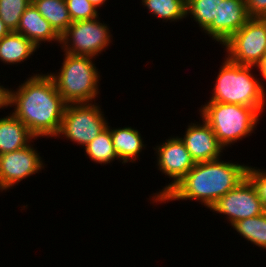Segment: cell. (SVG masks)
Returning a JSON list of instances; mask_svg holds the SVG:
<instances>
[{"instance_id": "obj_20", "label": "cell", "mask_w": 266, "mask_h": 267, "mask_svg": "<svg viewBox=\"0 0 266 267\" xmlns=\"http://www.w3.org/2000/svg\"><path fill=\"white\" fill-rule=\"evenodd\" d=\"M232 227L244 241L257 249L266 250V211L258 216L237 221Z\"/></svg>"}, {"instance_id": "obj_18", "label": "cell", "mask_w": 266, "mask_h": 267, "mask_svg": "<svg viewBox=\"0 0 266 267\" xmlns=\"http://www.w3.org/2000/svg\"><path fill=\"white\" fill-rule=\"evenodd\" d=\"M32 4L60 36L72 23L65 0H33Z\"/></svg>"}, {"instance_id": "obj_27", "label": "cell", "mask_w": 266, "mask_h": 267, "mask_svg": "<svg viewBox=\"0 0 266 267\" xmlns=\"http://www.w3.org/2000/svg\"><path fill=\"white\" fill-rule=\"evenodd\" d=\"M11 101H12V88H9L8 86H3L2 83H0V110L3 109H10L11 107ZM9 107V108H8Z\"/></svg>"}, {"instance_id": "obj_4", "label": "cell", "mask_w": 266, "mask_h": 267, "mask_svg": "<svg viewBox=\"0 0 266 267\" xmlns=\"http://www.w3.org/2000/svg\"><path fill=\"white\" fill-rule=\"evenodd\" d=\"M59 70L47 72L56 85L58 93L67 104L90 103L98 100L101 73L95 59L63 52Z\"/></svg>"}, {"instance_id": "obj_24", "label": "cell", "mask_w": 266, "mask_h": 267, "mask_svg": "<svg viewBox=\"0 0 266 267\" xmlns=\"http://www.w3.org/2000/svg\"><path fill=\"white\" fill-rule=\"evenodd\" d=\"M72 22L96 18L99 10L88 0H65Z\"/></svg>"}, {"instance_id": "obj_29", "label": "cell", "mask_w": 266, "mask_h": 267, "mask_svg": "<svg viewBox=\"0 0 266 267\" xmlns=\"http://www.w3.org/2000/svg\"><path fill=\"white\" fill-rule=\"evenodd\" d=\"M9 32H10V30L6 27V25L4 24V22L0 18V40L4 36H6Z\"/></svg>"}, {"instance_id": "obj_26", "label": "cell", "mask_w": 266, "mask_h": 267, "mask_svg": "<svg viewBox=\"0 0 266 267\" xmlns=\"http://www.w3.org/2000/svg\"><path fill=\"white\" fill-rule=\"evenodd\" d=\"M250 18H266V0H245Z\"/></svg>"}, {"instance_id": "obj_23", "label": "cell", "mask_w": 266, "mask_h": 267, "mask_svg": "<svg viewBox=\"0 0 266 267\" xmlns=\"http://www.w3.org/2000/svg\"><path fill=\"white\" fill-rule=\"evenodd\" d=\"M31 0H0V18L10 31H16L25 9Z\"/></svg>"}, {"instance_id": "obj_14", "label": "cell", "mask_w": 266, "mask_h": 267, "mask_svg": "<svg viewBox=\"0 0 266 267\" xmlns=\"http://www.w3.org/2000/svg\"><path fill=\"white\" fill-rule=\"evenodd\" d=\"M15 32L31 40L38 48L44 43H61V36L31 3L24 11Z\"/></svg>"}, {"instance_id": "obj_11", "label": "cell", "mask_w": 266, "mask_h": 267, "mask_svg": "<svg viewBox=\"0 0 266 267\" xmlns=\"http://www.w3.org/2000/svg\"><path fill=\"white\" fill-rule=\"evenodd\" d=\"M209 210L225 216L226 219L224 218V220L229 226L237 221L255 217L265 212L255 187L247 177L218 199Z\"/></svg>"}, {"instance_id": "obj_8", "label": "cell", "mask_w": 266, "mask_h": 267, "mask_svg": "<svg viewBox=\"0 0 266 267\" xmlns=\"http://www.w3.org/2000/svg\"><path fill=\"white\" fill-rule=\"evenodd\" d=\"M159 143L154 148L152 146L156 156L155 168L171 182L166 183L158 192L150 194V204L156 205L196 164L178 134L171 135Z\"/></svg>"}, {"instance_id": "obj_2", "label": "cell", "mask_w": 266, "mask_h": 267, "mask_svg": "<svg viewBox=\"0 0 266 267\" xmlns=\"http://www.w3.org/2000/svg\"><path fill=\"white\" fill-rule=\"evenodd\" d=\"M248 164L223 160L198 162L159 204L195 201L207 209L246 178Z\"/></svg>"}, {"instance_id": "obj_16", "label": "cell", "mask_w": 266, "mask_h": 267, "mask_svg": "<svg viewBox=\"0 0 266 267\" xmlns=\"http://www.w3.org/2000/svg\"><path fill=\"white\" fill-rule=\"evenodd\" d=\"M0 117V155L13 152L38 140L11 112Z\"/></svg>"}, {"instance_id": "obj_9", "label": "cell", "mask_w": 266, "mask_h": 267, "mask_svg": "<svg viewBox=\"0 0 266 267\" xmlns=\"http://www.w3.org/2000/svg\"><path fill=\"white\" fill-rule=\"evenodd\" d=\"M221 47L230 61L256 66L266 56V18H250Z\"/></svg>"}, {"instance_id": "obj_28", "label": "cell", "mask_w": 266, "mask_h": 267, "mask_svg": "<svg viewBox=\"0 0 266 267\" xmlns=\"http://www.w3.org/2000/svg\"><path fill=\"white\" fill-rule=\"evenodd\" d=\"M256 70L259 72L258 76H262V78L260 77V82L261 85L263 87V89L266 91V56L255 66ZM262 80H264L265 82L263 83ZM265 84V85H264Z\"/></svg>"}, {"instance_id": "obj_12", "label": "cell", "mask_w": 266, "mask_h": 267, "mask_svg": "<svg viewBox=\"0 0 266 267\" xmlns=\"http://www.w3.org/2000/svg\"><path fill=\"white\" fill-rule=\"evenodd\" d=\"M195 121L188 123L184 135L179 134L194 162L213 161L223 157L225 149L211 127L202 118Z\"/></svg>"}, {"instance_id": "obj_1", "label": "cell", "mask_w": 266, "mask_h": 267, "mask_svg": "<svg viewBox=\"0 0 266 267\" xmlns=\"http://www.w3.org/2000/svg\"><path fill=\"white\" fill-rule=\"evenodd\" d=\"M23 82V83H21ZM12 89L10 111L36 138H54L67 103L48 73H33Z\"/></svg>"}, {"instance_id": "obj_7", "label": "cell", "mask_w": 266, "mask_h": 267, "mask_svg": "<svg viewBox=\"0 0 266 267\" xmlns=\"http://www.w3.org/2000/svg\"><path fill=\"white\" fill-rule=\"evenodd\" d=\"M98 16L93 19L72 22L61 35L62 52L77 56H99L113 44L111 26L100 21Z\"/></svg>"}, {"instance_id": "obj_5", "label": "cell", "mask_w": 266, "mask_h": 267, "mask_svg": "<svg viewBox=\"0 0 266 267\" xmlns=\"http://www.w3.org/2000/svg\"><path fill=\"white\" fill-rule=\"evenodd\" d=\"M198 110L200 118L211 127L225 151L255 134L263 115L257 108L218 102H205Z\"/></svg>"}, {"instance_id": "obj_25", "label": "cell", "mask_w": 266, "mask_h": 267, "mask_svg": "<svg viewBox=\"0 0 266 267\" xmlns=\"http://www.w3.org/2000/svg\"><path fill=\"white\" fill-rule=\"evenodd\" d=\"M246 177L255 187L257 195L266 211V170L248 165Z\"/></svg>"}, {"instance_id": "obj_19", "label": "cell", "mask_w": 266, "mask_h": 267, "mask_svg": "<svg viewBox=\"0 0 266 267\" xmlns=\"http://www.w3.org/2000/svg\"><path fill=\"white\" fill-rule=\"evenodd\" d=\"M140 3L158 21L176 23L186 19V0H141Z\"/></svg>"}, {"instance_id": "obj_15", "label": "cell", "mask_w": 266, "mask_h": 267, "mask_svg": "<svg viewBox=\"0 0 266 267\" xmlns=\"http://www.w3.org/2000/svg\"><path fill=\"white\" fill-rule=\"evenodd\" d=\"M109 124L107 127L110 129L113 146L117 153L119 163L126 165V163H136L137 160H140V154H144L143 151L147 149L140 130L128 125L112 128Z\"/></svg>"}, {"instance_id": "obj_10", "label": "cell", "mask_w": 266, "mask_h": 267, "mask_svg": "<svg viewBox=\"0 0 266 267\" xmlns=\"http://www.w3.org/2000/svg\"><path fill=\"white\" fill-rule=\"evenodd\" d=\"M36 141H32L28 146L0 155V192H9L10 189L18 185L21 181L42 173L45 169L46 161L40 156L39 150L35 148Z\"/></svg>"}, {"instance_id": "obj_21", "label": "cell", "mask_w": 266, "mask_h": 267, "mask_svg": "<svg viewBox=\"0 0 266 267\" xmlns=\"http://www.w3.org/2000/svg\"><path fill=\"white\" fill-rule=\"evenodd\" d=\"M86 158L93 161L95 164H100L101 166L107 165L117 160V153L113 146L112 137L110 134V129L107 127L103 130L94 140L88 143L84 148ZM88 156V157H87Z\"/></svg>"}, {"instance_id": "obj_3", "label": "cell", "mask_w": 266, "mask_h": 267, "mask_svg": "<svg viewBox=\"0 0 266 267\" xmlns=\"http://www.w3.org/2000/svg\"><path fill=\"white\" fill-rule=\"evenodd\" d=\"M213 90L206 102L237 104L257 108L262 114L266 109V91L260 78L256 75L255 66H246L222 58ZM254 73V74H253Z\"/></svg>"}, {"instance_id": "obj_6", "label": "cell", "mask_w": 266, "mask_h": 267, "mask_svg": "<svg viewBox=\"0 0 266 267\" xmlns=\"http://www.w3.org/2000/svg\"><path fill=\"white\" fill-rule=\"evenodd\" d=\"M102 105L97 102L67 104L57 139L83 148L108 126Z\"/></svg>"}, {"instance_id": "obj_13", "label": "cell", "mask_w": 266, "mask_h": 267, "mask_svg": "<svg viewBox=\"0 0 266 267\" xmlns=\"http://www.w3.org/2000/svg\"><path fill=\"white\" fill-rule=\"evenodd\" d=\"M249 19L245 0H219L218 22H212L202 33L222 45Z\"/></svg>"}, {"instance_id": "obj_22", "label": "cell", "mask_w": 266, "mask_h": 267, "mask_svg": "<svg viewBox=\"0 0 266 267\" xmlns=\"http://www.w3.org/2000/svg\"><path fill=\"white\" fill-rule=\"evenodd\" d=\"M219 0H186V18L193 19L203 32L212 22H218Z\"/></svg>"}, {"instance_id": "obj_17", "label": "cell", "mask_w": 266, "mask_h": 267, "mask_svg": "<svg viewBox=\"0 0 266 267\" xmlns=\"http://www.w3.org/2000/svg\"><path fill=\"white\" fill-rule=\"evenodd\" d=\"M39 48L22 34L10 31L0 40V62L6 65H20L32 58Z\"/></svg>"}, {"instance_id": "obj_30", "label": "cell", "mask_w": 266, "mask_h": 267, "mask_svg": "<svg viewBox=\"0 0 266 267\" xmlns=\"http://www.w3.org/2000/svg\"><path fill=\"white\" fill-rule=\"evenodd\" d=\"M91 4H93L98 10L103 7L104 5L106 6L107 2L109 0H88Z\"/></svg>"}]
</instances>
